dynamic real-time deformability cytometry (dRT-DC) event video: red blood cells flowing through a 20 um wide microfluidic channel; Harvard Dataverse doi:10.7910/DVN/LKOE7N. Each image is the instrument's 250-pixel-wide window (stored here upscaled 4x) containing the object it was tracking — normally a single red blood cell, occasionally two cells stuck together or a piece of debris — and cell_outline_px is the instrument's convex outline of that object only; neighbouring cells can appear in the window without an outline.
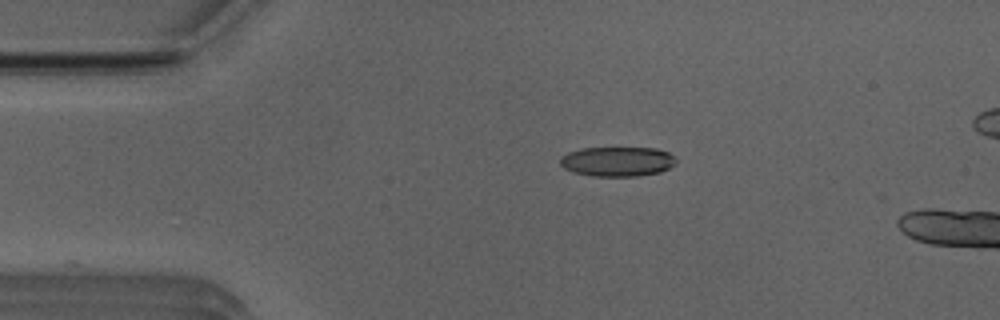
{"species": "Egyptian fruit bat (a non-hibernating species)", "species_latin": "Rousettus aegyptiacus", "temperature_condition": "room temperature", "stored_images_in_passage": 6, "camera_frame_rate_fps": 3000, "um_per_image_px": 0.085, "animal": {"sex": "male"}, "frame": {"image": 1, "passage_image": 2, "time_ms": 0.333, "image_size_px": [1000, 320], "cell_outline_px": [[676, 160], [668, 168], [660, 172], [636, 176], [592, 176], [576, 172], [564, 168], [560, 164], [560, 156], [568, 152], [580, 148], [656, 148], [668, 152], [676, 156]], "centroid_in_image_um": [52.46, 13.72], "position_along_channel_um": 32.5, "area_um2": 20.0}}